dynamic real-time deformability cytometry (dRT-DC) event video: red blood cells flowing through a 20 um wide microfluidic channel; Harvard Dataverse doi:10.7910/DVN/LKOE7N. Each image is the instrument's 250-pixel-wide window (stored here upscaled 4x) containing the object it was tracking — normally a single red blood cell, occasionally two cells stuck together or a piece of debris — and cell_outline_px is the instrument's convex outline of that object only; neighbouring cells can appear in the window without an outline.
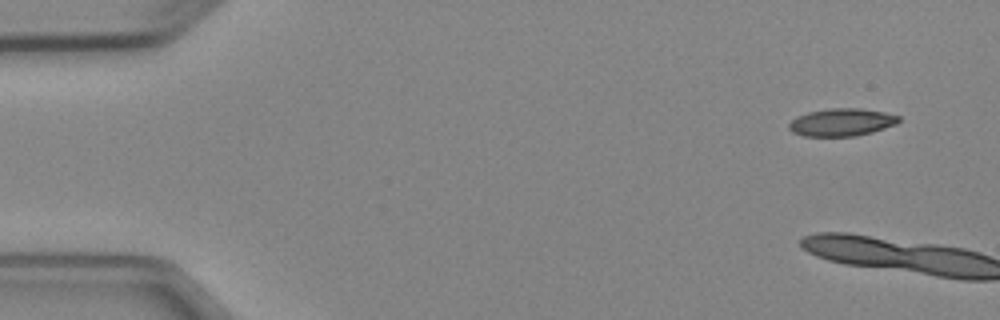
{"species": "Egyptian fruit bat (a non-hibernating species)", "species_latin": "Rousettus aegyptiacus", "temperature_condition": "cold", "stored_images_in_passage": 5, "camera_frame_rate_fps": 3000, "um_per_image_px": 0.085, "animal": {"sex": "female"}, "frame": {"image": 1, "passage_image": 1, "time_ms": 0.0, "image_size_px": [1000, 320], "cell_outline_px": [[900, 120], [896, 124], [872, 132], [856, 136], [804, 136], [792, 132], [788, 128], [788, 124], [796, 116], [808, 112], [828, 108], [860, 108], [884, 112], [900, 116]], "centroid_in_image_um": [71.52, 10.39], "position_along_channel_um": 13.5, "area_um2": 17.74}}
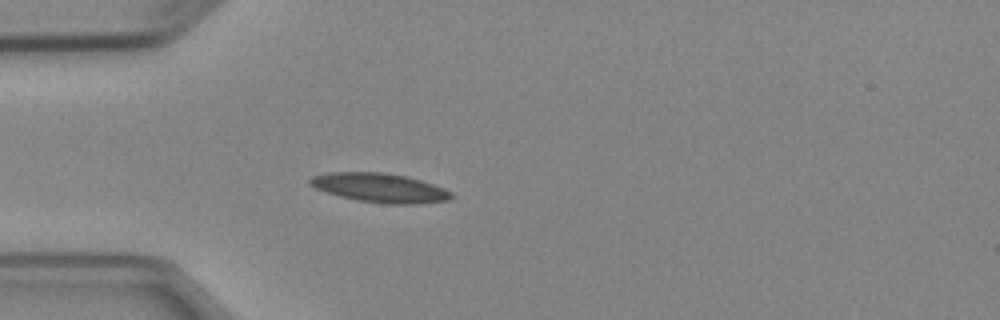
{"frame": {"image": 2, "passage_image": 5, "time_ms": 5.333, "image_size_px": [1000, 320], "cell_outline_px": [[452, 196], [448, 200], [416, 204], [388, 204], [356, 200], [340, 196], [316, 188], [308, 184], [308, 180], [312, 176], [328, 172], [384, 172], [404, 176], [420, 180], [444, 188], [452, 192]], "centroid_in_image_um": [32.26, 15.96], "position_along_channel_um": 52.7, "area_um2": 23.87}}